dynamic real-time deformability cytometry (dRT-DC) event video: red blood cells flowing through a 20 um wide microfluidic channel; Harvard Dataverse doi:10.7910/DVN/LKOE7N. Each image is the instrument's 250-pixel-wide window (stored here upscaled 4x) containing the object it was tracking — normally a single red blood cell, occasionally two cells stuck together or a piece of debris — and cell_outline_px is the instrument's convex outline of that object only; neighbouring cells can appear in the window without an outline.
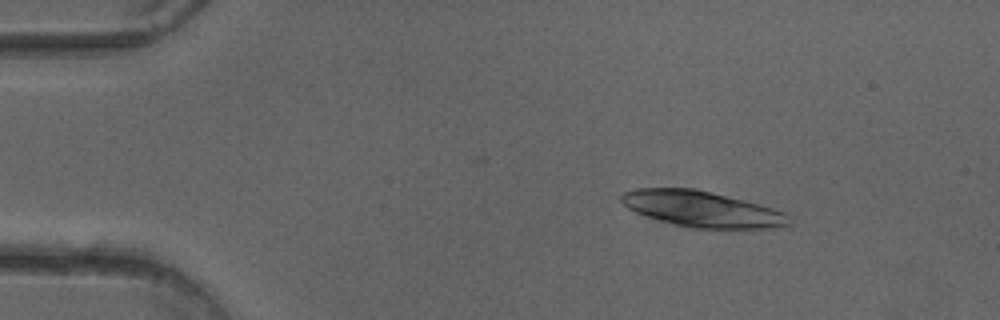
{"species": "common noctule bat (a hibernating species)", "species_latin": "Nyctalus noctula", "temperature_condition": "cold", "stored_images_in_passage": 49, "camera_frame_rate_fps": 3000, "um_per_image_px": 0.085, "animal": {"sex": "female"}, "frame": {"image": 1, "passage_image": 7, "time_ms": 2.0, "image_size_px": [1000, 320], "cell_outline_px": [[792, 224], [784, 228], [692, 228], [676, 224], [648, 216], [636, 212], [628, 208], [620, 200], [620, 196], [624, 192], [636, 188], [692, 188], [712, 192], [772, 208], [784, 212]], "centroid_in_image_um": [59.68, 17.77], "position_along_channel_um": 25.3, "area_um2": 34.62}}
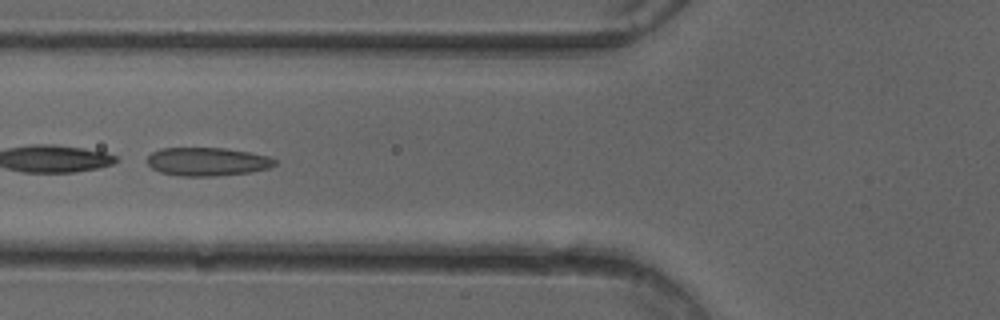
{"frame": {"image": 2, "passage_image": 19, "time_ms": 6.0, "image_size_px": [1000, 320], "cell_outline_px": [[276, 164], [268, 168], [248, 172], [212, 176], [180, 176], [160, 172], [152, 168], [144, 160], [152, 152], [160, 148], [224, 148], [248, 152], [268, 156], [276, 160]], "centroid_in_image_um": [17.56, 13.73], "position_along_channel_um": 108.2, "area_um2": 21.04}}
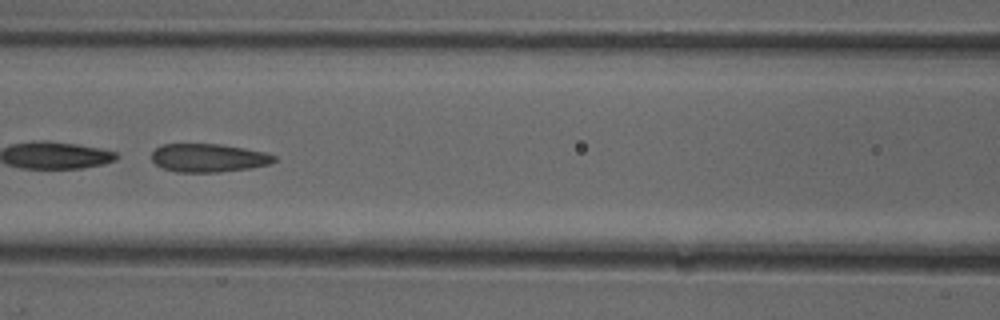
{"frame": {"image": 3, "passage_image": 22, "time_ms": 7.0, "image_size_px": [1000, 320], "cell_outline_px": [[276, 160], [268, 164], [248, 168], [220, 172], [176, 172], [164, 168], [156, 164], [152, 160], [152, 152], [160, 144], [220, 144], [244, 148], [264, 152], [276, 156]], "centroid_in_image_um": [17.7, 13.41], "position_along_channel_um": 148.9, "area_um2": 20.11}}